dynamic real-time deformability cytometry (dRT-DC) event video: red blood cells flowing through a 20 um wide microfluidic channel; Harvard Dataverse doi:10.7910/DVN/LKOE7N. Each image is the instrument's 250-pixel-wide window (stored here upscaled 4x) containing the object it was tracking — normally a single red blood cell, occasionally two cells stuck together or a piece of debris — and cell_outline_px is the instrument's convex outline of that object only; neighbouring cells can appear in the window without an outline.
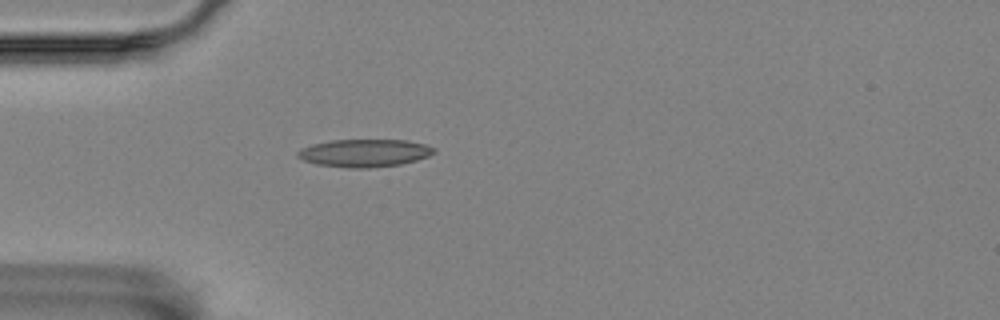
{"species": "Egyptian fruit bat (a non-hibernating species)", "species_latin": "Rousettus aegyptiacus", "temperature_condition": "room temperature", "stored_images_in_passage": 1, "camera_frame_rate_fps": 3000, "um_per_image_px": 0.085, "animal": {"sex": "female"}, "frame": {"image": 1, "passage_image": 1, "time_ms": 0.0, "image_size_px": [1000, 320], "cell_outline_px": [[436, 152], [428, 156], [416, 160], [400, 164], [368, 168], [348, 168], [316, 164], [304, 160], [296, 156], [296, 152], [300, 148], [312, 144], [332, 140], [408, 140], [424, 144], [436, 148]], "centroid_in_image_um": [30.96, 13.0], "position_along_channel_um": 54.0, "area_um2": 22.08}}